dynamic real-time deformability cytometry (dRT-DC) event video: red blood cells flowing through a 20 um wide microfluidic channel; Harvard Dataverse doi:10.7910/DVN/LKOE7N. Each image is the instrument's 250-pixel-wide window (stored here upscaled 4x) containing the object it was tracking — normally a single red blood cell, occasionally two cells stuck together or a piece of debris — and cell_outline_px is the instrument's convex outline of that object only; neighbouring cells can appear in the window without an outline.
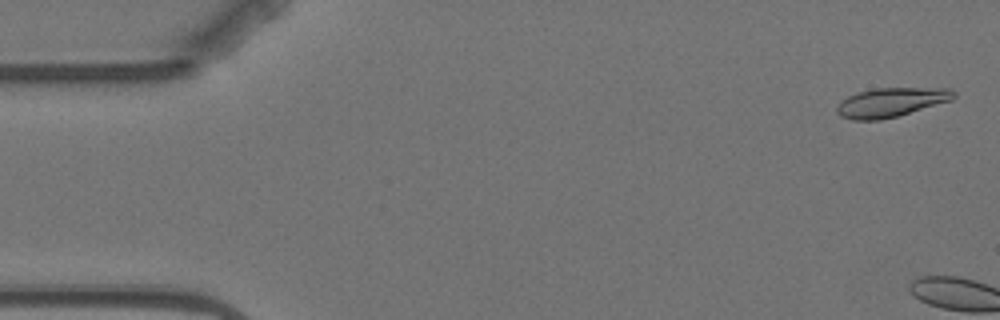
{"species": "Egyptian fruit bat (a non-hibernating species)", "species_latin": "Rousettus aegyptiacus", "temperature_condition": "warm", "stored_images_in_passage": 2, "camera_frame_rate_fps": 3000, "um_per_image_px": 0.085, "animal": {"sex": "female"}, "frame": {"image": 1, "passage_image": 1, "time_ms": 0.0, "image_size_px": [1000, 320], "cell_outline_px": [[956, 96], [952, 100], [896, 116], [880, 120], [852, 120], [840, 116], [836, 112], [836, 104], [840, 100], [848, 96], [860, 92], [876, 88], [952, 88], [956, 92]], "centroid_in_image_um": [75.72, 8.69], "position_along_channel_um": 9.3, "area_um2": 19.88}}